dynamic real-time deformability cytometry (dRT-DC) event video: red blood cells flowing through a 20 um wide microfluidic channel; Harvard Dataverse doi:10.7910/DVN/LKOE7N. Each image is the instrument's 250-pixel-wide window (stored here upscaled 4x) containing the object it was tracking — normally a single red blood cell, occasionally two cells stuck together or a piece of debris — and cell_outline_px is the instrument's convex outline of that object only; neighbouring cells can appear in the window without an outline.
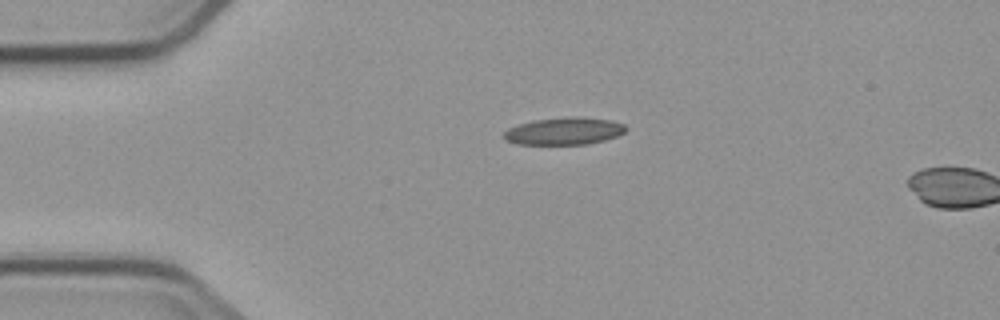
{"species": "common noctule bat (a hibernating species)", "species_latin": "Nyctalus noctula", "temperature_condition": "cold", "stored_images_in_passage": 2, "camera_frame_rate_fps": 3000, "um_per_image_px": 0.085, "animal": {"sex": "male", "body_mass_g": 23.1, "forearm_length_mm": 52.7}, "frame": {"image": 1, "passage_image": 1, "time_ms": 0.0, "image_size_px": [1000, 320], "cell_outline_px": [[628, 128], [624, 132], [616, 136], [604, 140], [588, 144], [516, 144], [504, 140], [504, 132], [508, 128], [520, 124], [536, 120], [572, 116], [580, 116], [612, 120], [624, 124]], "centroid_in_image_um": [47.97, 11.14], "position_along_channel_um": 37.0, "area_um2": 19.42}}